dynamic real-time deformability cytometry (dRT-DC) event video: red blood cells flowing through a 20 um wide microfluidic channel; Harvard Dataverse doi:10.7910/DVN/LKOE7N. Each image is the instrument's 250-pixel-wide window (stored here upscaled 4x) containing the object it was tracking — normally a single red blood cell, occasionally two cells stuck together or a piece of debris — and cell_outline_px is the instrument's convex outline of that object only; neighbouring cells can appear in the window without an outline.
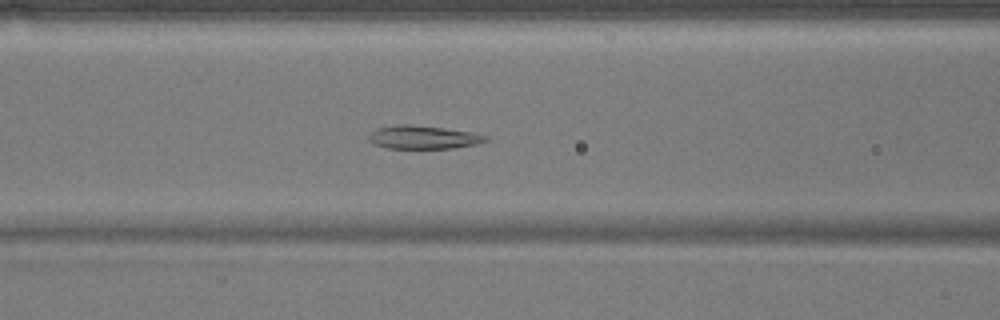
{"species": "common noctule bat (a hibernating species)", "species_latin": "Nyctalus noctula", "temperature_condition": "warm", "stored_images_in_passage": 41, "camera_frame_rate_fps": 3000, "um_per_image_px": 0.085, "animal": {"sex": "male", "body_mass_g": 17.9}, "frame": {"image": 1, "passage_image": 10, "time_ms": 3.0, "image_size_px": [1000, 320], "cell_outline_px": [[488, 140], [476, 144], [452, 148], [388, 148], [376, 144], [368, 140], [368, 136], [372, 132], [380, 128], [396, 124], [408, 124], [444, 128], [468, 132], [488, 136]], "centroid_in_image_um": [35.97, 11.66], "position_along_channel_um": 130.6, "area_um2": 15.55}}
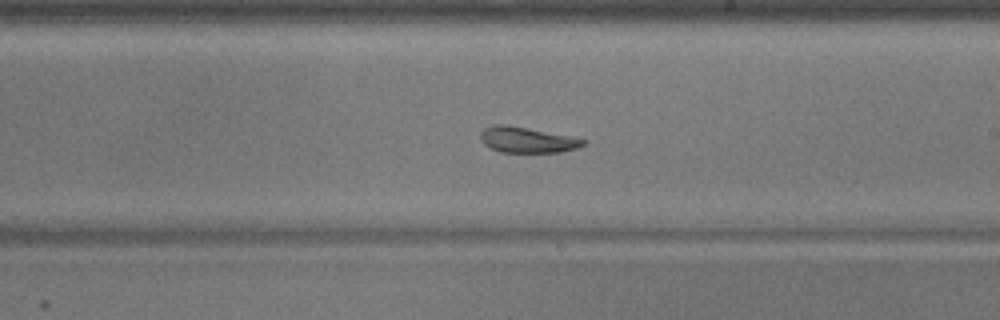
{"frame": {"image": 2, "passage_image": 19, "time_ms": 6.0, "image_size_px": [1000, 320], "cell_outline_px": [[588, 140], [584, 144], [576, 148], [560, 152], [500, 152], [484, 144], [480, 140], [480, 132], [484, 128], [492, 124], [508, 124]], "centroid_in_image_um": [44.75, 11.88], "position_along_channel_um": 244.3, "area_um2": 15.32}}
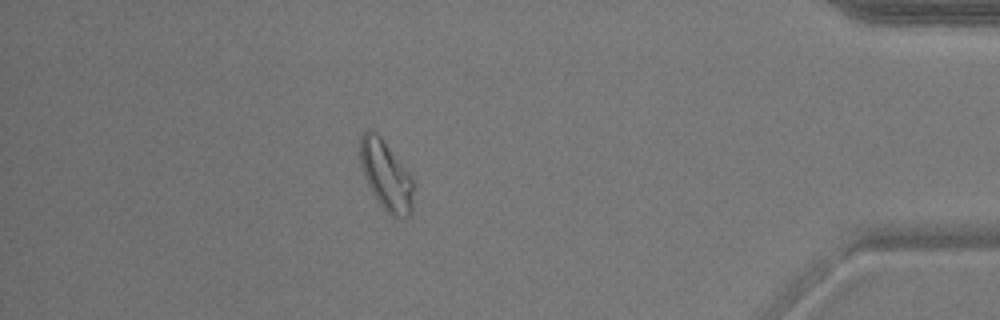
{"frame": {"image": 3, "passage_image": 35, "time_ms": 11.333, "image_size_px": [1000, 320], "cell_outline_px": [[412, 208], [408, 216], [392, 216], [380, 204], [372, 192], [364, 176], [360, 164], [360, 136], [368, 128], [376, 132], [380, 136], [412, 176]], "centroid_in_image_um": [32.79, 14.86], "position_along_channel_um": 402.4, "area_um2": 21.21}, "authors_computed_cell_mechanics": {"area_um2": 16.762, "velocity_mm_per_s": 3.786, "shape_relaxation_time_tau1_ms": null, "shape_relaxation_time_tau2_ms": 6.1131, "deformation_change_tau1": null, "deformation_change_tau2": 0.1123}}